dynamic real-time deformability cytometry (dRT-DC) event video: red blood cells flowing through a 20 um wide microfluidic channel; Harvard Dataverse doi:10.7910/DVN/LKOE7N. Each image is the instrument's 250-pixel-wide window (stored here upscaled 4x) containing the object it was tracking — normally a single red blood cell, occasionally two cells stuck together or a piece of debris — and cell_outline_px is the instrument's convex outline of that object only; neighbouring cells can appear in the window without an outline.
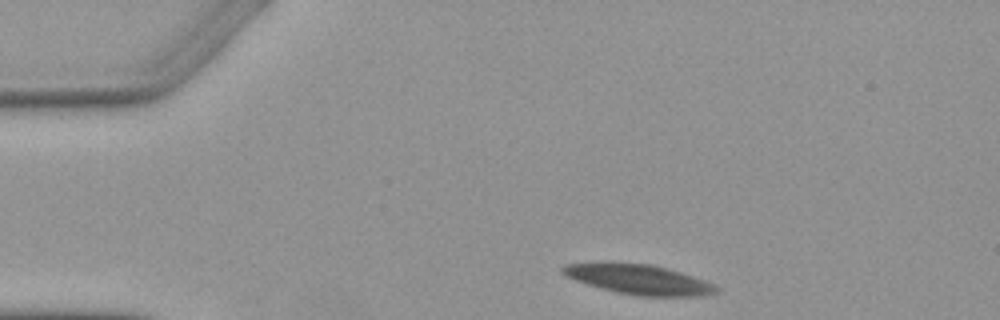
{"species": "Egyptian fruit bat (a non-hibernating species)", "species_latin": "Rousettus aegyptiacus", "temperature_condition": "warm", "stored_images_in_passage": 3, "camera_frame_rate_fps": 3000, "um_per_image_px": 0.085, "animal": {"sex": "female"}, "frame": {"image": 1, "passage_image": 1, "time_ms": 0.0, "image_size_px": [1000, 320], "cell_outline_px": [[720, 288], [716, 292], [700, 296], [640, 296], [600, 288], [576, 280], [560, 272], [560, 268], [564, 264], [604, 260], [612, 260], [652, 264], [668, 268], [716, 284]], "centroid_in_image_um": [54.23, 23.69], "position_along_channel_um": 30.8, "area_um2": 27.34}}
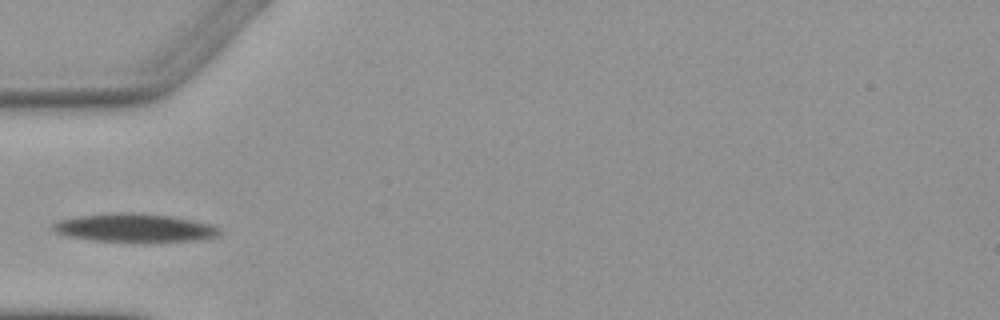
{"frame": {"image": 2, "passage_image": 3, "time_ms": 2.667, "image_size_px": [1000, 320], "cell_outline_px": [[220, 236], [200, 240], [96, 240], [68, 236], [56, 232], [52, 228], [52, 224], [60, 220], [76, 216], [104, 212], [136, 212], [168, 216], [192, 220], [212, 224], [220, 228]], "centroid_in_image_um": [11.44, 19.32], "position_along_channel_um": 73.6, "area_um2": 27.05}}